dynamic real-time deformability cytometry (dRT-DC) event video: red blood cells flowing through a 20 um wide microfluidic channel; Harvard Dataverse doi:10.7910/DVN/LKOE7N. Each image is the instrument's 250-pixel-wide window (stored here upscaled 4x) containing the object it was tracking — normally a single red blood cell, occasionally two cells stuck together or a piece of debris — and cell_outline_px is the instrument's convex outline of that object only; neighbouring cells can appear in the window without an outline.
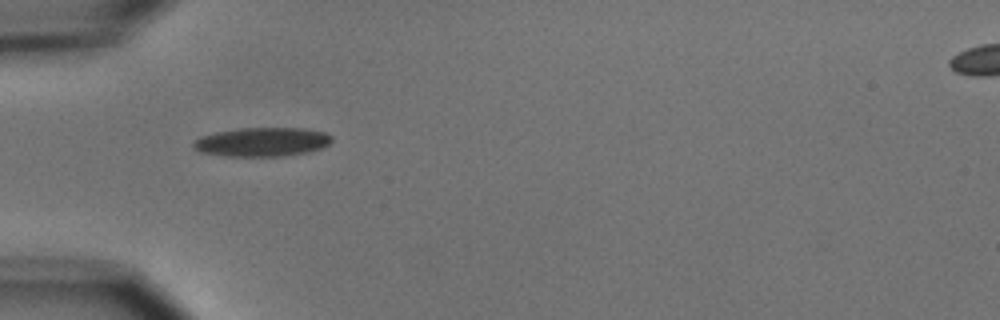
{"species": "common noctule bat (a hibernating species)", "species_latin": "Nyctalus noctula", "temperature_condition": "cold", "stored_images_in_passage": 3, "camera_frame_rate_fps": 3000, "um_per_image_px": 0.085, "animal": {"sex": "male", "body_mass_g": 15.6}, "frame": {"image": 1, "passage_image": 1, "time_ms": 0.0, "image_size_px": [1000, 320], "cell_outline_px": [[332, 140], [328, 144], [320, 148], [308, 152], [280, 156], [224, 156], [200, 152], [192, 148], [192, 144], [200, 136], [216, 132], [240, 128], [304, 128], [324, 132], [332, 136]], "centroid_in_image_um": [22.25, 12.06], "position_along_channel_um": 62.8, "area_um2": 23.35}}
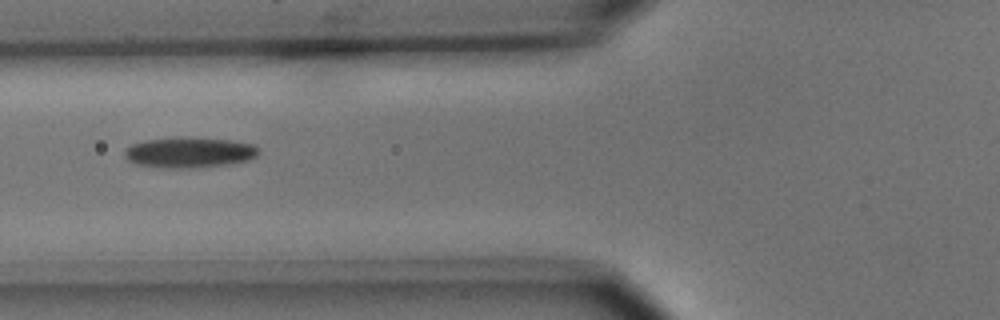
{"frame": {"image": 2, "passage_image": 2, "time_ms": 1.333, "image_size_px": [1000, 320], "cell_outline_px": [[260, 152], [256, 156], [248, 160], [232, 164], [196, 168], [160, 168], [136, 164], [128, 160], [124, 156], [124, 148], [132, 144], [144, 140], [228, 140], [252, 144]], "centroid_in_image_um": [16.06, 13.02], "position_along_channel_um": 109.7, "area_um2": 23.0}}